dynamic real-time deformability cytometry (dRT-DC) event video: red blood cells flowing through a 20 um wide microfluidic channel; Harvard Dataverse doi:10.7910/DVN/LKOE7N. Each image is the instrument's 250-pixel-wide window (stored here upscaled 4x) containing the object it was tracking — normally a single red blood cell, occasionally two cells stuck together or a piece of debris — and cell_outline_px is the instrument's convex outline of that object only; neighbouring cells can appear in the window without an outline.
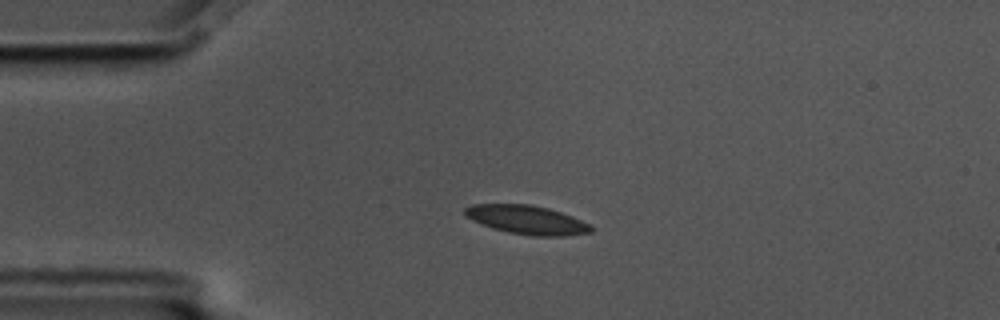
{"species": "common noctule bat (a hibernating species)", "species_latin": "Nyctalus noctula", "temperature_condition": "cold", "stored_images_in_passage": 4, "camera_frame_rate_fps": 3000, "um_per_image_px": 0.085, "animal": {"sex": "male", "body_mass_g": 17.5, "forearm_length_mm": 52.3}, "frame": {"image": 1, "passage_image": 3, "time_ms": 0.667, "image_size_px": [1000, 320], "cell_outline_px": [[596, 228], [592, 232], [564, 236], [532, 236], [508, 232], [492, 228], [480, 224], [464, 216], [464, 208], [472, 204], [528, 204], [548, 208], [572, 216], [592, 224]], "centroid_in_image_um": [44.8, 18.69], "position_along_channel_um": 40.2, "area_um2": 21.44}}